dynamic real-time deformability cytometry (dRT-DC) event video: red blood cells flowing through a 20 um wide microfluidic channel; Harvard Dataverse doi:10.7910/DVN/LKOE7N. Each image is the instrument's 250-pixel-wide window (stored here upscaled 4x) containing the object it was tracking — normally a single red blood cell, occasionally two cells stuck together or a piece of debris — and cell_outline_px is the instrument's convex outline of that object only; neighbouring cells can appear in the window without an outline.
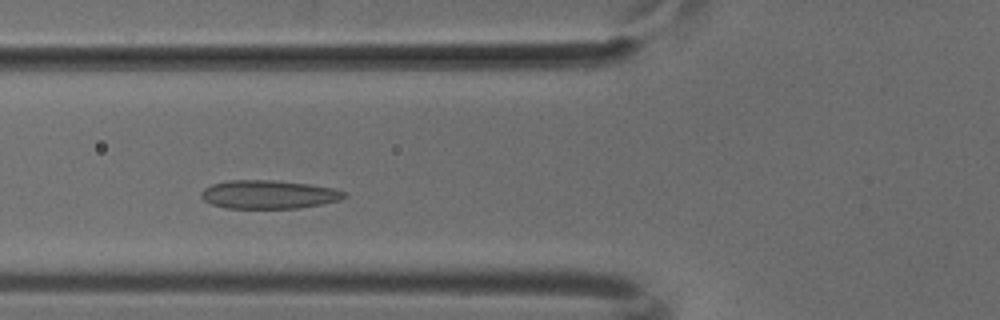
{"species": "common noctule bat (a hibernating species)", "species_latin": "Nyctalus noctula", "temperature_condition": "cold", "stored_images_in_passage": 44, "camera_frame_rate_fps": 3000, "um_per_image_px": 0.085, "animal": {"sex": "male", "body_mass_g": 18.8}, "frame": {"image": 1, "passage_image": 12, "time_ms": 3.667, "image_size_px": [1000, 320], "cell_outline_px": [[348, 196], [340, 200], [300, 208], [224, 208], [212, 204], [204, 200], [200, 196], [200, 192], [204, 188], [212, 184], [228, 180], [272, 180], [312, 184], [332, 188], [348, 192]], "centroid_in_image_um": [22.85, 16.52], "position_along_channel_um": 103.0, "area_um2": 23.93}}
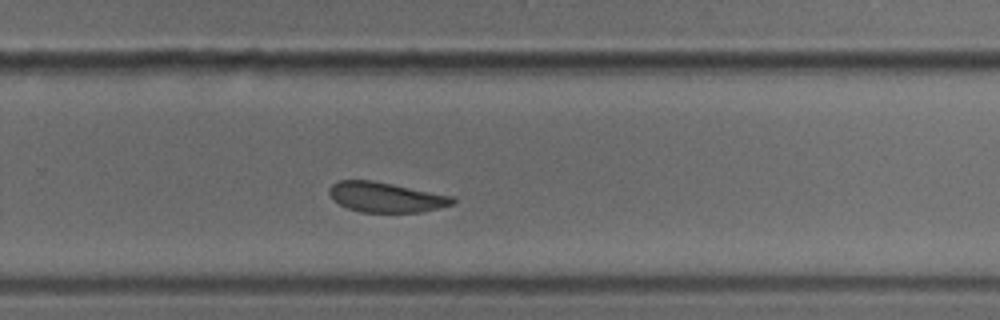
{"frame": {"image": 2, "passage_image": 27, "time_ms": 8.667, "image_size_px": [1000, 320], "cell_outline_px": [[456, 200], [452, 204], [440, 208], [420, 212], [360, 212], [348, 208], [332, 200], [328, 192], [328, 188], [332, 184], [340, 180], [372, 180], [452, 196]], "centroid_in_image_um": [32.76, 16.76], "position_along_channel_um": 297.0, "area_um2": 21.5}}
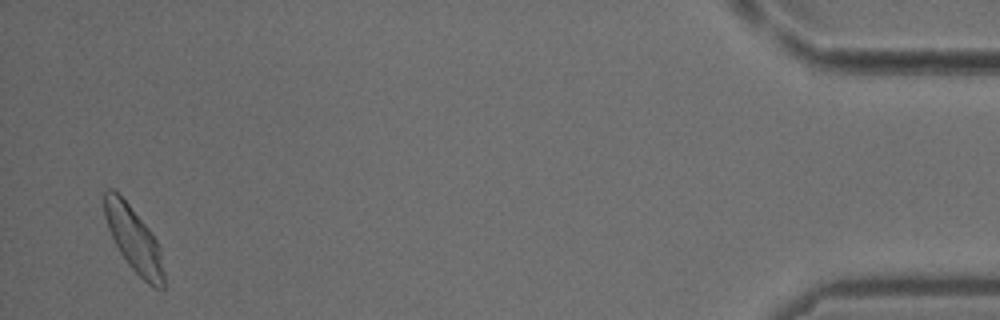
{"frame": {"image": 3, "passage_image": 43, "time_ms": 14.0, "image_size_px": [1000, 320], "cell_outline_px": [[164, 288], [152, 288], [128, 264], [120, 252], [108, 228], [104, 216], [100, 192], [108, 188], [112, 188], [128, 204], [148, 228], [156, 240], [160, 248], [164, 272]], "centroid_in_image_um": [11.33, 20.3], "position_along_channel_um": 423.9, "area_um2": 22.48}}